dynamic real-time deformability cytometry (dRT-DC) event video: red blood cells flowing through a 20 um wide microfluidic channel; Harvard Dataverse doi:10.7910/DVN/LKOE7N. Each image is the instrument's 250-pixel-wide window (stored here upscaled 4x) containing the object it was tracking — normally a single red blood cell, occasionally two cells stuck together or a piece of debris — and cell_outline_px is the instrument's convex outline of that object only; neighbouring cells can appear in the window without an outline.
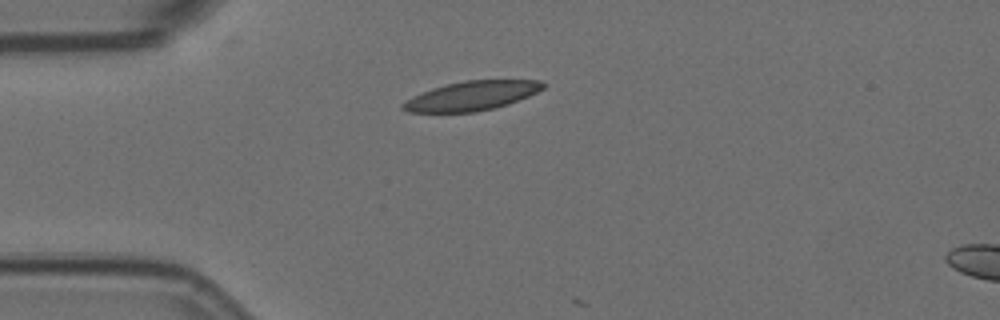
{"species": "Egyptian fruit bat (a non-hibernating species)", "species_latin": "Rousettus aegyptiacus", "temperature_condition": "room temperature", "stored_images_in_passage": 2, "camera_frame_rate_fps": 3000, "um_per_image_px": 0.085, "animal": {"sex": "female"}, "frame": {"image": 1, "passage_image": 1, "time_ms": 0.0, "image_size_px": [1000, 320], "cell_outline_px": [[548, 84], [544, 88], [528, 96], [508, 104], [476, 112], [408, 112], [400, 108], [400, 104], [404, 100], [420, 92], [432, 88], [464, 80], [540, 80]], "centroid_in_image_um": [40.06, 8.14], "position_along_channel_um": 44.9, "area_um2": 23.99}}